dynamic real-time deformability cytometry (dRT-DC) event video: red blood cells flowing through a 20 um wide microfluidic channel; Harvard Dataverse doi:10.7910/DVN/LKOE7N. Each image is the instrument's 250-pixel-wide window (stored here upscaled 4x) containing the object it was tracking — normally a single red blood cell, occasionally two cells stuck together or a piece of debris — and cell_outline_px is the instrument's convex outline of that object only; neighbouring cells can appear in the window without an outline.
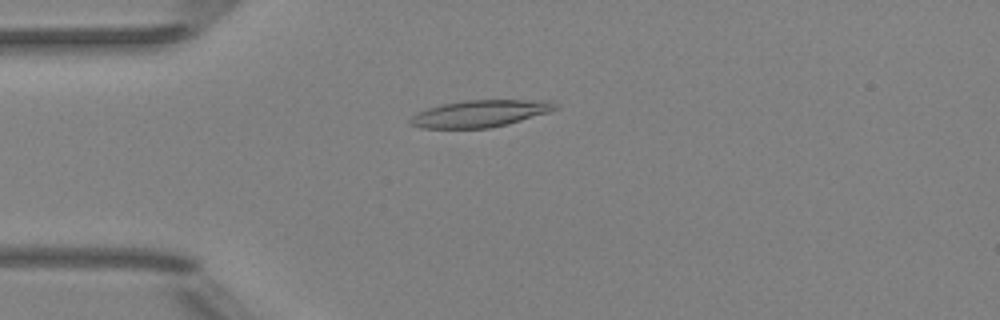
{"species": "Egyptian fruit bat (a non-hibernating species)", "species_latin": "Rousettus aegyptiacus", "temperature_condition": "room temperature", "stored_images_in_passage": 36, "camera_frame_rate_fps": 3000, "um_per_image_px": 0.085, "animal": {"sex": "female"}, "frame": {"image": 1, "passage_image": 5, "time_ms": 1.333, "image_size_px": [1000, 320], "cell_outline_px": [[560, 108], [548, 112], [508, 124], [488, 128], [420, 128], [408, 124], [408, 120], [416, 112], [428, 108], [444, 104], [464, 100], [552, 100], [560, 104]], "centroid_in_image_um": [40.83, 9.65], "position_along_channel_um": 44.2, "area_um2": 22.95}}
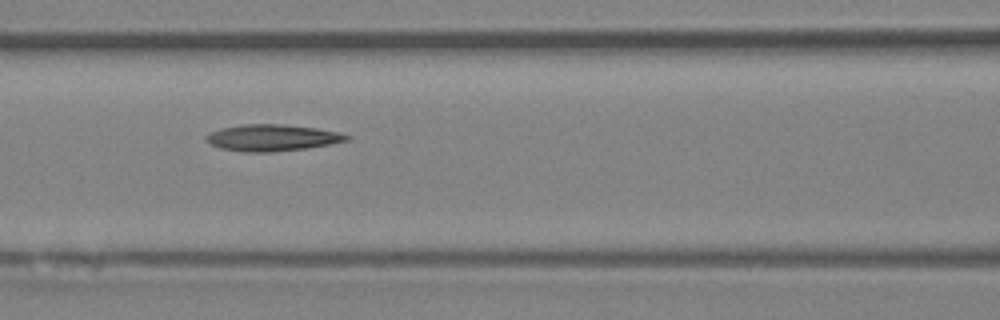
{"frame": {"image": 2, "passage_image": 14, "time_ms": 4.333, "image_size_px": [1000, 320], "cell_outline_px": [[352, 136], [348, 140], [328, 144], [304, 148], [272, 152], [244, 152], [220, 148], [212, 144], [204, 136], [220, 128], [240, 124], [284, 124], [316, 128], [336, 132]], "centroid_in_image_um": [23.11, 11.7], "position_along_channel_um": 143.5, "area_um2": 21.5}}
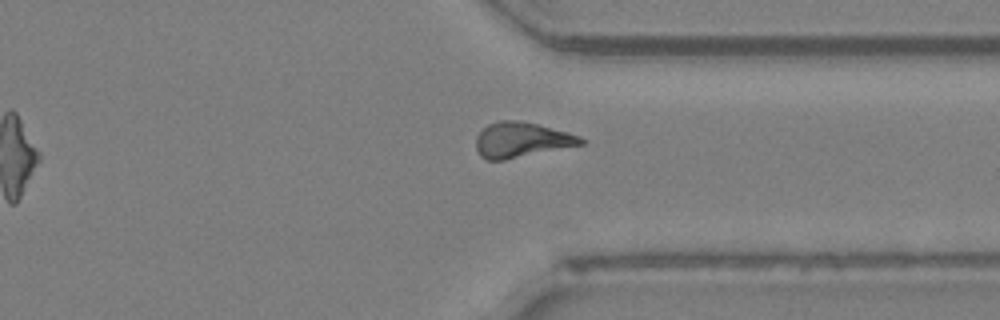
{"frame": {"image": 3, "passage_image": 31, "time_ms": 10.0, "image_size_px": [1000, 320], "cell_outline_px": [[584, 144], [504, 160], [488, 160], [480, 156], [476, 148], [476, 136], [488, 124], [500, 120], [520, 120], [536, 124], [580, 136], [584, 140]], "centroid_in_image_um": [44.29, 11.89], "position_along_channel_um": 367.1, "area_um2": 21.27}, "authors_computed_cell_mechanics": {"area_um2": 21.1837, "velocity_mm_per_s": 3.9591, "shape_relaxation_time_tau1_ms": 7.4348, "shape_relaxation_time_tau2_ms": 7.4284, "deformation_change_tau1": 0.1969, "deformation_change_tau2": 0.1942}}